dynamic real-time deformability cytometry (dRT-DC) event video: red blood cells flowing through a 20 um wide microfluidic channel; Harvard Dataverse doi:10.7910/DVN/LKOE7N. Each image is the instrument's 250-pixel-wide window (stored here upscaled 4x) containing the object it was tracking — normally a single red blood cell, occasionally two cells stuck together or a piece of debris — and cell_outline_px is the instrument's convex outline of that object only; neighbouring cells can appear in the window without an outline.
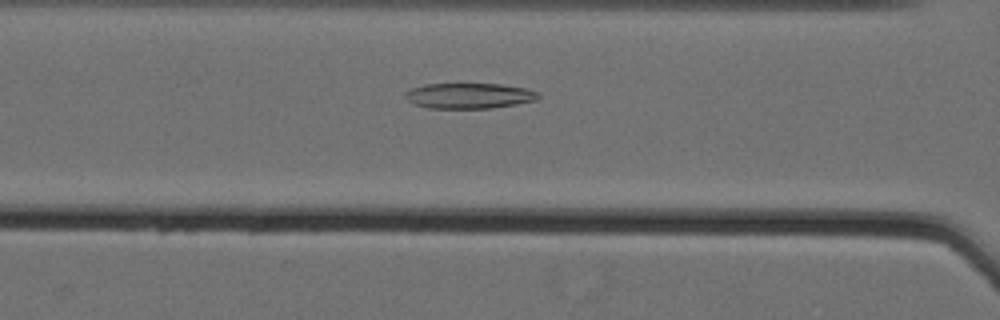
{"species": "Egyptian fruit bat (a non-hibernating species)", "species_latin": "Rousettus aegyptiacus", "temperature_condition": "cold", "stored_images_in_passage": 45, "camera_frame_rate_fps": 3000, "um_per_image_px": 0.085, "animal": {"sex": "female"}, "frame": {"image": 1, "passage_image": 14, "time_ms": 4.333, "image_size_px": [1000, 320], "cell_outline_px": [[540, 96], [536, 100], [516, 104], [492, 108], [428, 108], [416, 104], [408, 100], [404, 96], [404, 92], [412, 88], [424, 84], [500, 84], [528, 88], [536, 92]], "centroid_in_image_um": [39.87, 8.13], "position_along_channel_um": 126.7, "area_um2": 19.71}}
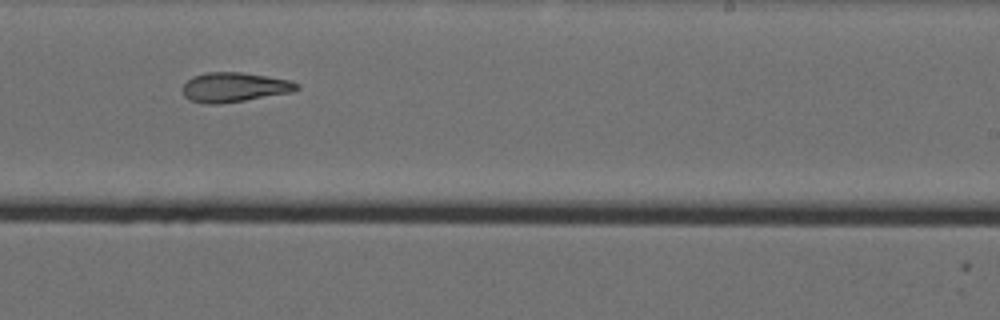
{"frame": {"image": 2, "passage_image": 26, "time_ms": 8.333, "image_size_px": [1000, 320], "cell_outline_px": [[300, 88], [292, 92], [220, 104], [204, 104], [192, 100], [184, 96], [184, 84], [192, 76], [208, 72], [240, 72], [292, 80], [300, 84]], "centroid_in_image_um": [19.95, 7.41], "position_along_channel_um": 269.1, "area_um2": 19.59}}
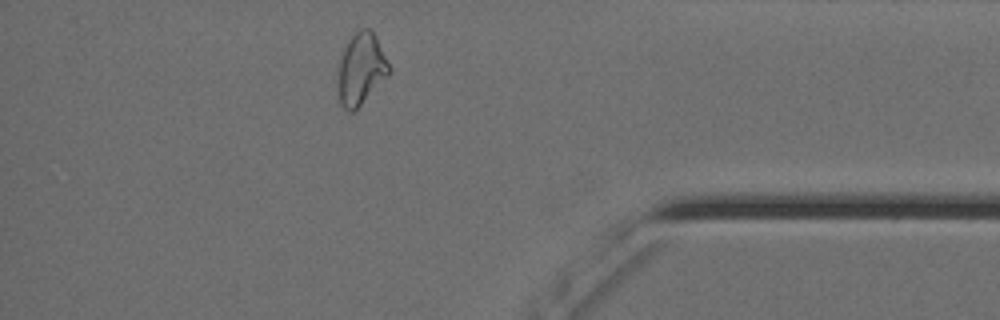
{"frame": {"image": 3, "passage_image": 39, "time_ms": 12.667, "image_size_px": [1000, 320], "cell_outline_px": [[392, 72], [352, 112], [348, 112], [340, 104], [336, 88], [336, 80], [340, 60], [344, 48], [348, 40], [360, 28], [368, 28], [372, 32], [392, 68]], "centroid_in_image_um": [30.66, 5.89], "position_along_channel_um": 404.5, "area_um2": 21.33}, "authors_computed_cell_mechanics": {"area_um2": 20.5768, "velocity_mm_per_s": 3.5623, "shape_relaxation_time_tau1_ms": null, "shape_relaxation_time_tau2_ms": 5.247, "deformation_change_tau1": null, "deformation_change_tau2": 0.1527}}